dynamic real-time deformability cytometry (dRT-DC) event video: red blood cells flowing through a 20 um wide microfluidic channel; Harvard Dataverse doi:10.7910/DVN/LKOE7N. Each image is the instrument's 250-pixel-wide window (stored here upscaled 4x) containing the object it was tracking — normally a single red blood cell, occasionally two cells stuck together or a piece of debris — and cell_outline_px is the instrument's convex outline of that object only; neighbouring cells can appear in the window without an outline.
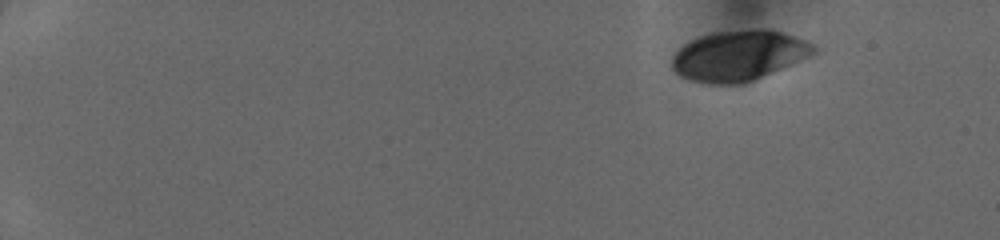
{"species": "human", "species_latin": "Homo sapiens", "temperature_condition": "cold", "stored_images_in_passage": 45, "camera_frame_rate_fps": 3000, "um_per_image_px": 0.085, "donor": {"sex": "female"}, "frame": {"image": 1, "passage_image": 1, "time_ms": 0.0, "image_size_px": [1000, 240], "cell_outline_px": [[816, 52], [744, 84], [712, 84], [692, 80], [680, 76], [672, 68], [672, 56], [684, 44], [700, 36], [716, 32], [748, 28], [768, 28], [804, 40], [812, 44], [816, 48]], "centroid_in_image_um": [62.75, 4.71], "position_along_channel_um": 22.3, "area_um2": 41.1}}
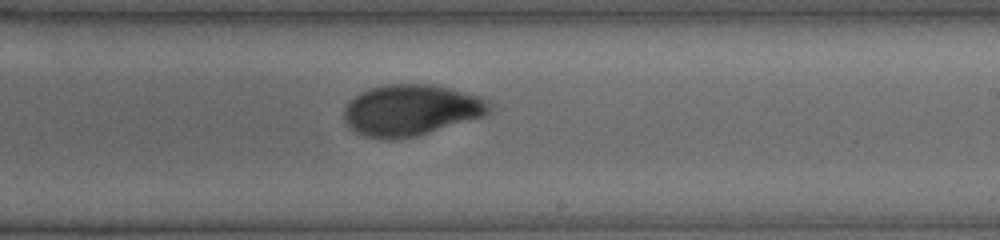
{"frame": {"image": 2, "passage_image": 28, "time_ms": 9.0, "image_size_px": [1000, 240], "cell_outline_px": [[496, 108], [492, 112], [484, 116], [416, 136], [396, 140], [388, 140], [364, 136], [348, 128], [344, 120], [344, 108], [348, 100], [360, 92], [368, 88], [384, 84], [432, 84], [484, 96]], "centroid_in_image_um": [34.96, 9.35], "position_along_channel_um": 254.0, "area_um2": 44.22}}
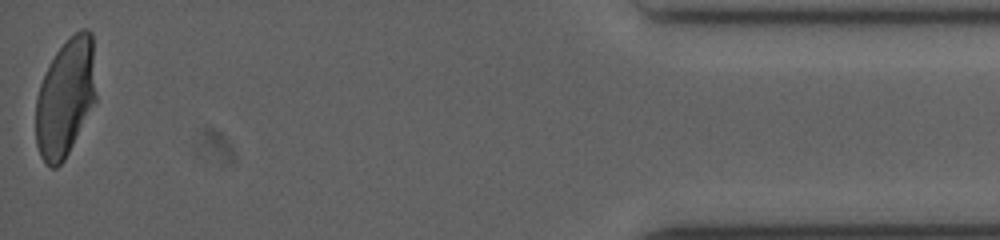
{"frame": {"image": 3, "passage_image": 45, "time_ms": 14.667, "image_size_px": [1000, 240], "cell_outline_px": [[96, 100], [64, 160], [56, 168], [52, 168], [40, 156], [36, 144], [36, 96], [40, 84], [56, 52], [80, 28], [88, 28], [92, 32], [96, 96]], "centroid_in_image_um": [5.57, 8.3], "position_along_channel_um": 429.6, "area_um2": 41.04}}